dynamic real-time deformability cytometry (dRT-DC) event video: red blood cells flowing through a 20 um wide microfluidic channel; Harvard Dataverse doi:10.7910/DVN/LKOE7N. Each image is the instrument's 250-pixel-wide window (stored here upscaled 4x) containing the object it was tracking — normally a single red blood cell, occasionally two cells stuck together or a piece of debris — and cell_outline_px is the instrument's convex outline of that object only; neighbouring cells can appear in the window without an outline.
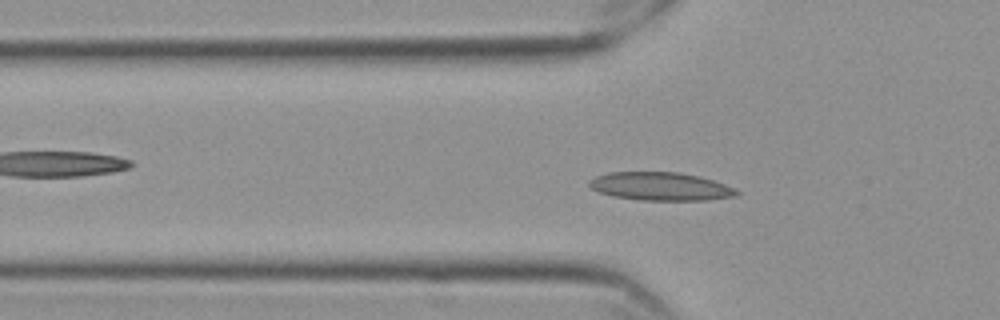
{"species": "Egyptian fruit bat (a non-hibernating species)", "species_latin": "Rousettus aegyptiacus", "temperature_condition": "cold", "stored_images_in_passage": 55, "camera_frame_rate_fps": 3000, "um_per_image_px": 0.085, "frame": {"image": 1, "passage_image": 15, "time_ms": 4.667, "image_size_px": [1000, 320], "cell_outline_px": [[740, 192], [736, 196], [708, 200], [640, 200], [612, 196], [600, 192], [592, 188], [588, 184], [588, 180], [596, 176], [608, 172], [680, 172], [700, 176], [724, 184]], "centroid_in_image_um": [56.13, 15.84], "position_along_channel_um": 69.7, "area_um2": 24.22}}
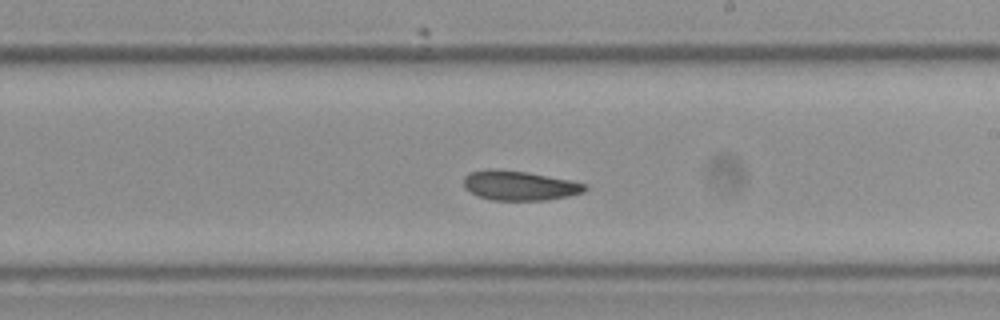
{"frame": {"image": 2, "passage_image": 30, "time_ms": 9.667, "image_size_px": [1000, 320], "cell_outline_px": [[588, 188], [584, 192], [568, 196], [544, 200], [492, 200], [476, 196], [464, 188], [464, 176], [468, 172], [528, 172], [588, 184]], "centroid_in_image_um": [44.2, 15.82], "position_along_channel_um": 244.8, "area_um2": 20.17}}
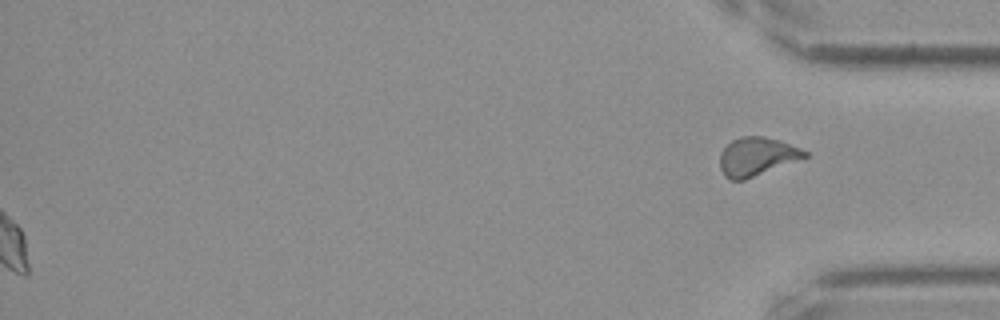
{"frame": {"image": 3, "passage_image": 55, "time_ms": 18.0, "image_size_px": [1000, 320], "cell_outline_px": [[808, 156], [744, 180], [728, 180], [724, 176], [720, 168], [720, 152], [732, 140], [740, 136], [764, 136], [780, 140], [800, 148], [808, 152]], "centroid_in_image_um": [64.3, 13.3], "position_along_channel_um": 370.9, "area_um2": 18.96}, "authors_computed_cell_mechanics": {"area_um2": 21.675, "velocity_mm_per_s": 3.5021, "shape_relaxation_time_tau1_ms": null, "shape_relaxation_time_tau2_ms": 1.9774, "deformation_change_tau1": null, "deformation_change_tau2": 0.0514}}